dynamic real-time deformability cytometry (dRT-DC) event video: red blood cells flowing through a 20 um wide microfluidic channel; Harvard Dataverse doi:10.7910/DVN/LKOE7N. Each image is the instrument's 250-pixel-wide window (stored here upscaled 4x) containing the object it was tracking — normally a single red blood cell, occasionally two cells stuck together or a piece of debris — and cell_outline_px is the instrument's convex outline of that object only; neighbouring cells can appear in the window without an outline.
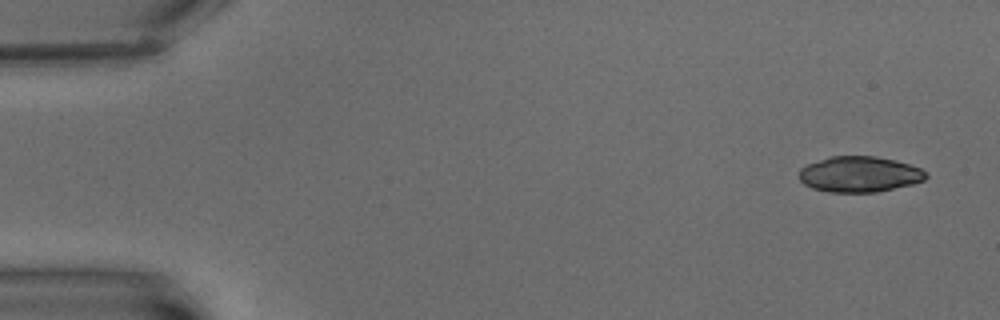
{"species": "common noctule bat (a hibernating species)", "species_latin": "Nyctalus noctula", "temperature_condition": "warm", "stored_images_in_passage": 5, "camera_frame_rate_fps": 3000, "um_per_image_px": 0.085, "animal": {"sex": "male", "body_mass_g": 15.6}, "frame": {"image": 1, "passage_image": 1, "time_ms": 0.0, "image_size_px": [1000, 320], "cell_outline_px": [[928, 176], [924, 180], [912, 184], [876, 192], [828, 192], [812, 188], [804, 184], [800, 180], [800, 168], [808, 164], [828, 156], [876, 156], [896, 160], [920, 168], [928, 172]], "centroid_in_image_um": [73.06, 14.8], "position_along_channel_um": 11.9, "area_um2": 26.47}}
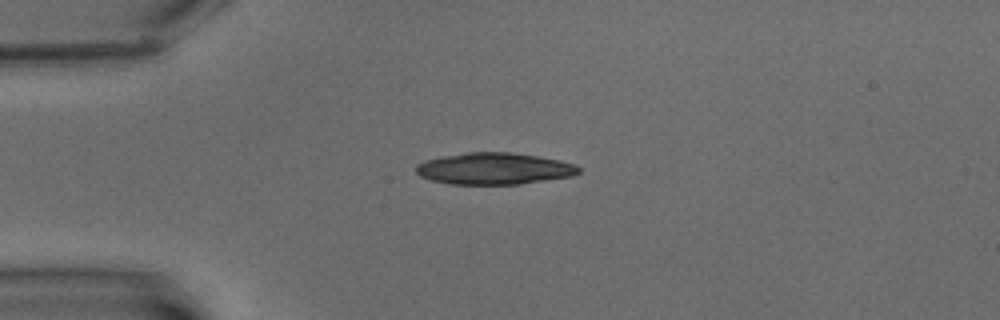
{"frame": {"image": 2, "passage_image": 4, "time_ms": 4.333, "image_size_px": [1000, 320], "cell_outline_px": [[580, 172], [572, 176], [520, 184], [452, 184], [432, 180], [420, 176], [416, 172], [416, 164], [424, 160], [440, 156], [468, 152], [512, 152], [560, 160], [576, 164], [580, 168]], "centroid_in_image_um": [41.99, 14.32], "position_along_channel_um": 43.0, "area_um2": 30.11}}